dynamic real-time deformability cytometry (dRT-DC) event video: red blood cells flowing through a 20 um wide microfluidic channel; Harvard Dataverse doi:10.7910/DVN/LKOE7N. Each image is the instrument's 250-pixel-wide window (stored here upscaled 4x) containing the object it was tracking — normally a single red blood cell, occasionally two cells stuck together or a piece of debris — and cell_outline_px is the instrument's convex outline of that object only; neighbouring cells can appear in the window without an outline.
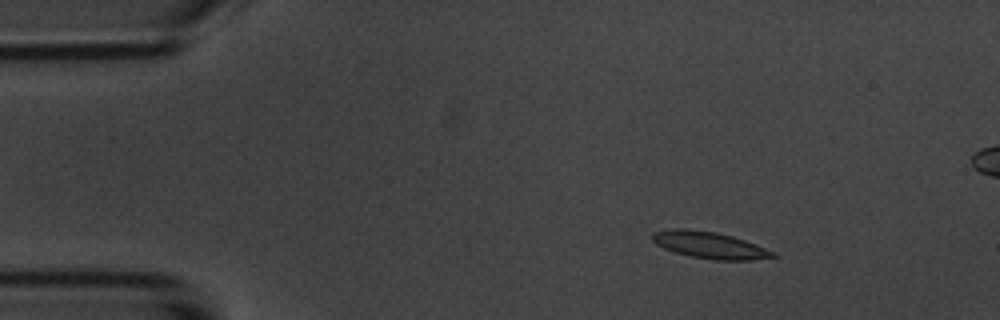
{"species": "common noctule bat (a hibernating species)", "species_latin": "Nyctalus noctula", "temperature_condition": "room temperature", "stored_images_in_passage": 55, "camera_frame_rate_fps": 3000, "um_per_image_px": 0.085, "animal": {"sex": "male", "body_mass_g": 20.1, "forearm_length_mm": 53.5}, "frame": {"image": 1, "passage_image": 8, "time_ms": 2.333, "image_size_px": [1000, 320], "cell_outline_px": [[776, 256], [752, 260], [712, 260], [688, 256], [664, 248], [656, 244], [652, 240], [652, 232], [672, 228], [684, 228], [716, 232], [732, 236], [756, 244], [776, 252]], "centroid_in_image_um": [60.3, 20.83], "position_along_channel_um": 24.7, "area_um2": 18.84}}
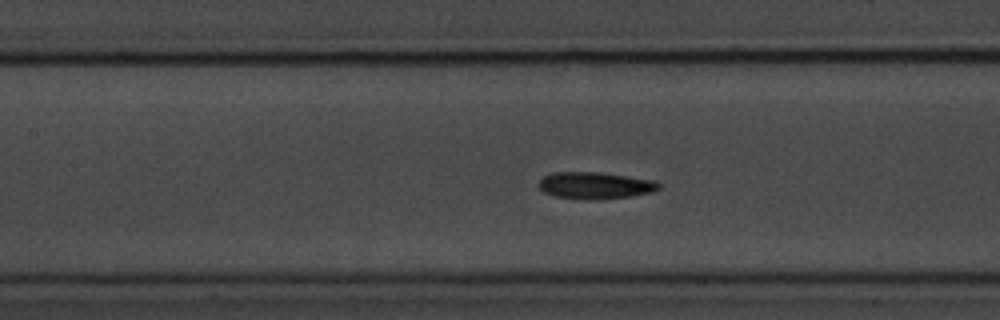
{"frame": {"image": 2, "passage_image": 24, "time_ms": 7.667, "image_size_px": [1000, 320], "cell_outline_px": [[660, 188], [652, 192], [628, 196], [588, 200], [580, 200], [552, 196], [544, 192], [536, 184], [544, 176], [552, 172], [600, 172], [656, 180], [660, 184]], "centroid_in_image_um": [50.55, 15.76], "position_along_channel_um": 156.9, "area_um2": 18.96}}
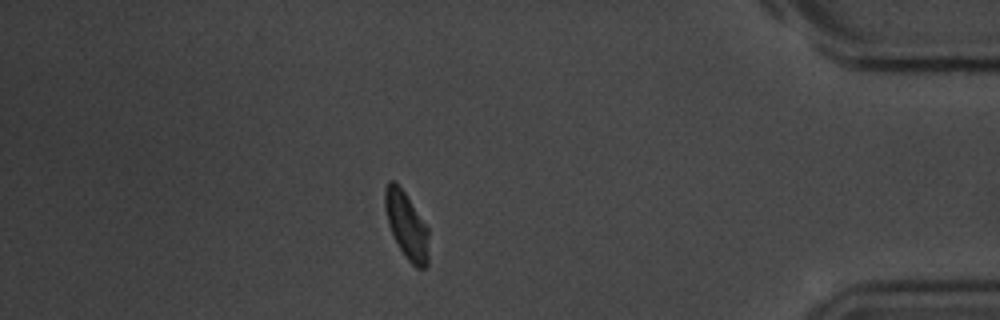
{"frame": {"image": 3, "passage_image": 47, "time_ms": 15.333, "image_size_px": [1000, 320], "cell_outline_px": [[428, 264], [424, 268], [416, 268], [404, 256], [388, 224], [384, 208], [384, 188], [388, 180], [392, 180], [404, 192], [428, 228]], "centroid_in_image_um": [34.54, 19.17], "position_along_channel_um": 400.7, "area_um2": 16.82}, "authors_computed_cell_mechanics": {"area_um2": 17.918, "velocity_mm_per_s": 3.7128, "shape_relaxation_time_tau1_ms": 2.8685, "shape_relaxation_time_tau2_ms": 2.959, "deformation_change_tau1": 0.1054, "deformation_change_tau2": 0.0804}}